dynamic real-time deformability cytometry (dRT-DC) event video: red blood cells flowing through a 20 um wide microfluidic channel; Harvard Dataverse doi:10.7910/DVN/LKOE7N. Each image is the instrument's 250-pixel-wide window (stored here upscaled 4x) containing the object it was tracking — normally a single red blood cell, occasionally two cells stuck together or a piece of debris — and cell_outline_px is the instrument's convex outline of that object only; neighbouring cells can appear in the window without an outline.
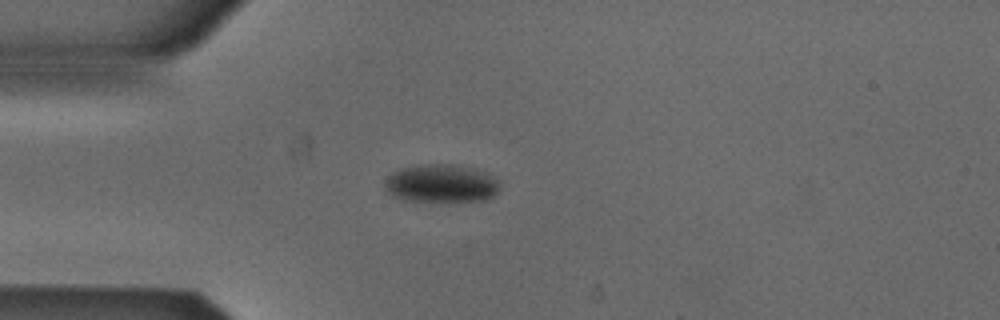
{"species": "Egyptian fruit bat (a non-hibernating species)", "species_latin": "Rousettus aegyptiacus", "temperature_condition": "cold", "stored_images_in_passage": 40, "camera_frame_rate_fps": 3000, "um_per_image_px": 0.085, "animal": {"sex": "male"}, "frame": {"image": 1, "passage_image": 9, "time_ms": 2.667, "image_size_px": [1000, 320], "cell_outline_px": [[500, 188], [488, 200], [448, 204], [404, 200], [392, 196], [384, 188], [384, 184], [400, 168], [420, 164], [456, 164], [488, 172], [500, 184]], "centroid_in_image_um": [37.56, 15.64], "position_along_channel_um": 47.4, "area_um2": 26.41}}
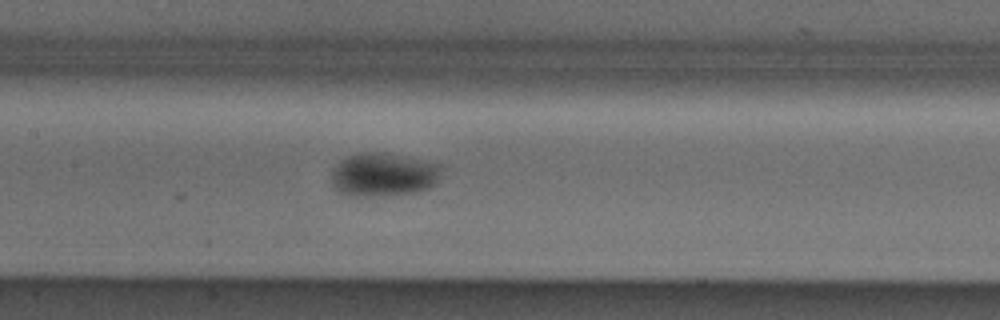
{"frame": {"image": 2, "passage_image": 20, "time_ms": 6.333, "image_size_px": [1000, 320], "cell_outline_px": [[440, 168], [436, 184], [428, 188], [416, 192], [388, 196], [348, 196], [340, 192], [332, 184], [332, 172], [336, 164], [340, 160], [348, 156], [360, 152], [376, 152], [400, 156], [440, 164]], "centroid_in_image_um": [32.55, 14.86], "position_along_channel_um": 174.9, "area_um2": 27.74}}
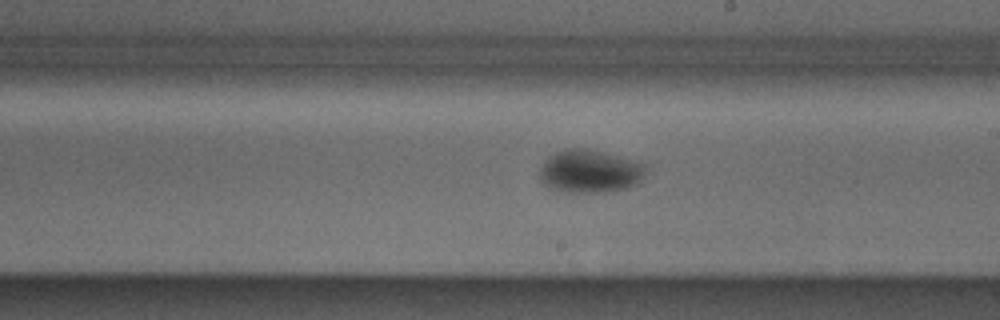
{"frame": {"image": 3, "passage_image": 25, "time_ms": 8.0, "image_size_px": [1000, 320], "cell_outline_px": [[644, 176], [636, 184], [628, 188], [608, 192], [564, 192], [552, 188], [544, 184], [540, 180], [540, 168], [548, 156], [564, 148], [588, 148], [640, 160], [644, 164]], "centroid_in_image_um": [50.16, 14.54], "position_along_channel_um": 238.8, "area_um2": 26.99}}